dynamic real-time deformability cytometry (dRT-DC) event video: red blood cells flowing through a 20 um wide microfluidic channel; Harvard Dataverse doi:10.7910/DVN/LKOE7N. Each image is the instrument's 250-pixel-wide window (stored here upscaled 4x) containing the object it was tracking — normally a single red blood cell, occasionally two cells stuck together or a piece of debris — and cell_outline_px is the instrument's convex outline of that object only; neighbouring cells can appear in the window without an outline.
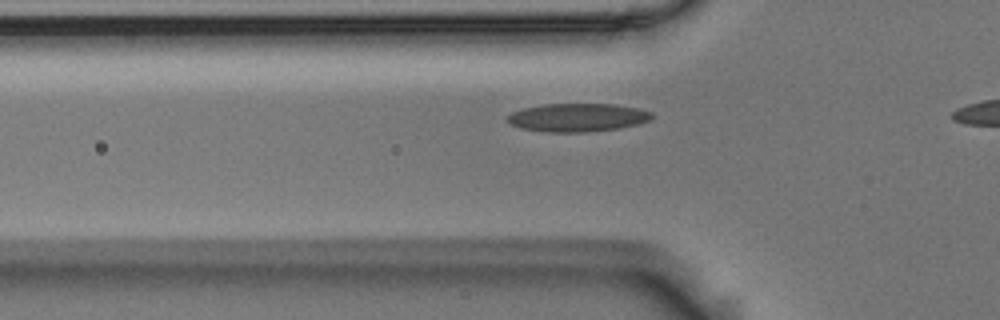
{"species": "Egyptian fruit bat (a non-hibernating species)", "species_latin": "Rousettus aegyptiacus", "temperature_condition": "room temperature", "stored_images_in_passage": 6, "camera_frame_rate_fps": 3000, "um_per_image_px": 0.085, "animal": {"sex": "male"}, "frame": {"image": 1, "passage_image": 4, "time_ms": 1.0, "image_size_px": [1000, 320], "cell_outline_px": [[652, 120], [640, 124], [616, 128], [584, 132], [548, 132], [520, 128], [512, 124], [508, 120], [508, 116], [512, 112], [524, 108], [544, 104], [616, 104], [640, 108], [652, 112]], "centroid_in_image_um": [49.15, 9.98], "position_along_channel_um": 76.7, "area_um2": 23.76}}